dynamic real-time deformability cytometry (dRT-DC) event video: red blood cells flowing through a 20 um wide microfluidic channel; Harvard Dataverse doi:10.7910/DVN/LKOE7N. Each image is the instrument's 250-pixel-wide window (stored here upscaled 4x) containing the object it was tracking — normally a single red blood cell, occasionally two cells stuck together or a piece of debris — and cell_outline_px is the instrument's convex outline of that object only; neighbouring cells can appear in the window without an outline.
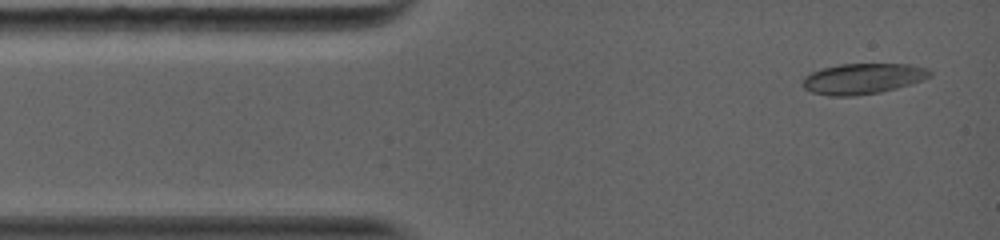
{"species": "common noctule bat (a hibernating species)", "species_latin": "Nyctalus noctula", "temperature_condition": "warm", "stored_images_in_passage": 34, "camera_frame_rate_fps": 5000, "um_per_image_px": 0.085, "animal": {"sex": "female", "body_mass_g": 19.0, "forearm_length_mm": 56.7}, "frame": {"image": 1, "passage_image": 1, "time_ms": 0.0, "image_size_px": [1000, 240], "cell_outline_px": [[932, 76], [912, 84], [880, 92], [852, 96], [832, 96], [812, 92], [804, 88], [804, 76], [812, 72], [824, 68], [840, 64], [908, 64], [928, 68], [932, 72]], "centroid_in_image_um": [73.38, 6.68], "position_along_channel_um": 11.6, "area_um2": 22.6}}
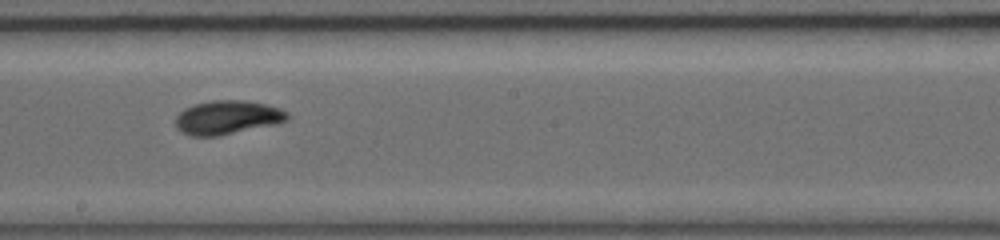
{"frame": {"image": 2, "passage_image": 13, "time_ms": 6.6, "image_size_px": [1000, 240], "cell_outline_px": [[288, 120], [276, 124], [220, 136], [188, 136], [180, 132], [176, 128], [176, 116], [184, 108], [192, 104], [212, 100], [244, 100], [264, 104], [280, 108], [288, 112]], "centroid_in_image_um": [19.29, 9.99], "position_along_channel_um": 228.9, "area_um2": 22.31}}
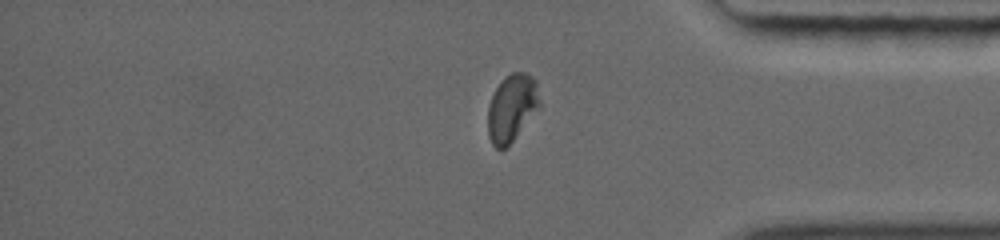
{"frame": {"image": 3, "passage_image": 22, "time_ms": 10.8, "image_size_px": [1000, 240], "cell_outline_px": [[540, 108], [512, 140], [504, 148], [496, 148], [492, 144], [488, 136], [488, 108], [492, 96], [500, 80], [504, 76], [512, 72], [524, 72], [532, 76], [536, 80], [540, 100]], "centroid_in_image_um": [43.51, 9.13], "position_along_channel_um": 391.7, "area_um2": 20.29}, "authors_computed_cell_mechanics": {"area_um2": 21.1837, "velocity_mm_per_s": 4.1873, "shape_relaxation_time_tau1_ms": 3.6484, "shape_relaxation_time_tau2_ms": 4.8912, "deformation_change_tau1": 0.1534, "deformation_change_tau2": 0.0689}}